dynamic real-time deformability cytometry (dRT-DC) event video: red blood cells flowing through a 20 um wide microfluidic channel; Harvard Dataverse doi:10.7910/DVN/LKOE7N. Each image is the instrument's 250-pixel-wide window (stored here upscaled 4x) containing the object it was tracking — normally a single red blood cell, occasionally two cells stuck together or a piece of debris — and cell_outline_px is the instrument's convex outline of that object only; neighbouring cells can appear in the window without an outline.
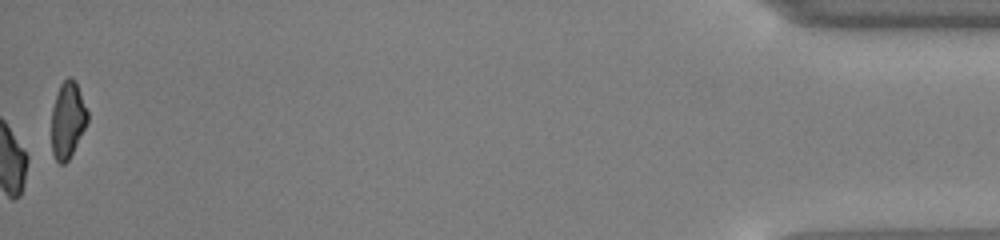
{"species": "common noctule bat (a hibernating species)", "species_latin": "Nyctalus noctula", "temperature_condition": "cold", "stored_images_in_passage": 54, "camera_frame_rate_fps": 3000, "um_per_image_px": 0.085, "animal": {"sex": "male", "body_mass_g": 13.0, "forearm_length_mm": 53.1}, "frame": {"image": 1, "passage_image": 54, "time_ms": 17.667, "image_size_px": [1000, 240], "cell_outline_px": [[88, 120], [68, 160], [64, 164], [60, 164], [56, 160], [52, 152], [52, 108], [60, 84], [68, 76], [72, 76], [76, 84], [88, 112]], "centroid_in_image_um": [5.73, 10.18], "position_along_channel_um": 429.5, "area_um2": 15.66}, "authors_computed_cell_mechanics": {"area_um2": 17.9758, "velocity_mm_per_s": 3.9083, "shape_relaxation_time_tau1_ms": 4.5585, "shape_relaxation_time_tau2_ms": null, "deformation_change_tau1": 0.0932, "deformation_change_tau2": null}}